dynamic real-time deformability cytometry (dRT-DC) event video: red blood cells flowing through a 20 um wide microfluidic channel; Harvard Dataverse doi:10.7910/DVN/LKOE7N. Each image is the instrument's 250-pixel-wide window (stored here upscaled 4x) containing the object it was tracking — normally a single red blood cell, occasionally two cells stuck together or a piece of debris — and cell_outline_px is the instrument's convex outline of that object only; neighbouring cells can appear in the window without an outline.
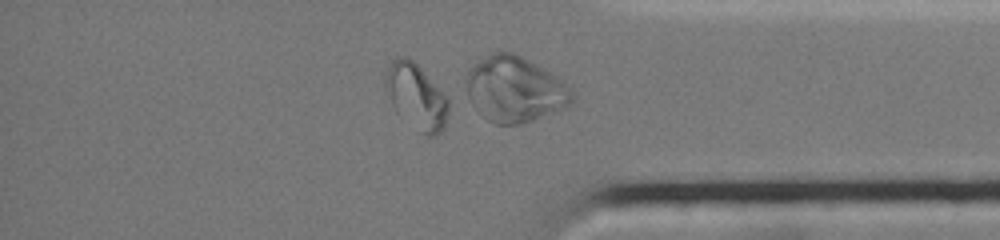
{"species": "common noctule bat (a hibernating species)", "species_latin": "Nyctalus noctula", "temperature_condition": "cold", "stored_images_in_passage": 43, "camera_frame_rate_fps": 3000, "um_per_image_px": 0.085, "animal": {"sex": "female", "body_mass_g": 19.0, "forearm_length_mm": 51.5}, "frame": {"image": 1, "passage_image": 36, "time_ms": 12.667, "image_size_px": [1000, 240], "cell_outline_px": [[448, 112], [444, 128], [436, 136], [428, 136], [396, 112], [384, 92], [384, 80], [388, 68], [392, 60], [396, 56], [408, 56], [448, 96]], "centroid_in_image_um": [35.36, 8.17], "position_along_channel_um": 399.8, "area_um2": 23.99}, "authors_computed_cell_mechanics": {"area_um2": 23.8714, "velocity_mm_per_s": 3.8757, "shape_relaxation_time_tau1_ms": 1.0925, "shape_relaxation_time_tau2_ms": 1.0699, "deformation_change_tau1": 0.3245, "deformation_change_tau2": 0.0431}}